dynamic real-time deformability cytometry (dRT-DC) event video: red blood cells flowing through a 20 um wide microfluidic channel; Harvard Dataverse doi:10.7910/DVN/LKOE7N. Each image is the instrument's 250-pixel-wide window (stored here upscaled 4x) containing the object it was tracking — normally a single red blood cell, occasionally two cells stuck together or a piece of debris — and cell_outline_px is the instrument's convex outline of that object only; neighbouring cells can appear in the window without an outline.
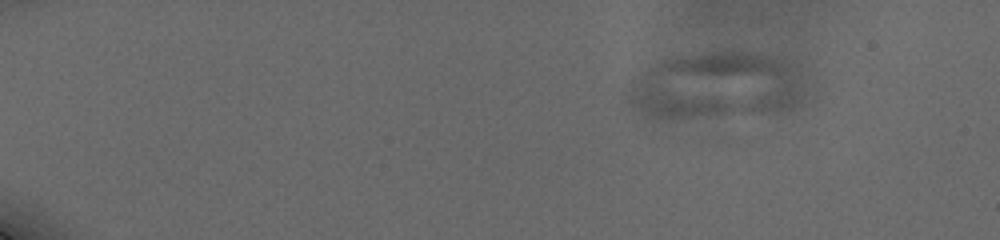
{"species": "human", "species_latin": "Homo sapiens", "temperature_condition": "cold", "stored_images_in_passage": 12, "segment_of_instrument_passage": [2, 2], "camera_frame_rate_fps": 3000, "um_per_image_px": 0.085, "donor": {"sex": "male"}, "frame": {"image": 1, "passage_image": 11, "time_ms": 3.0, "image_size_px": [1000, 240], "cell_outline_px": [[732, 108], [716, 116], [672, 120], [644, 120], [624, 104], [624, 92], [632, 84], [648, 76], [652, 76], [724, 100], [732, 104]], "centroid_in_image_um": [57.02, 8.6], "position_along_channel_um": 28.0, "area_um2": 22.72}}